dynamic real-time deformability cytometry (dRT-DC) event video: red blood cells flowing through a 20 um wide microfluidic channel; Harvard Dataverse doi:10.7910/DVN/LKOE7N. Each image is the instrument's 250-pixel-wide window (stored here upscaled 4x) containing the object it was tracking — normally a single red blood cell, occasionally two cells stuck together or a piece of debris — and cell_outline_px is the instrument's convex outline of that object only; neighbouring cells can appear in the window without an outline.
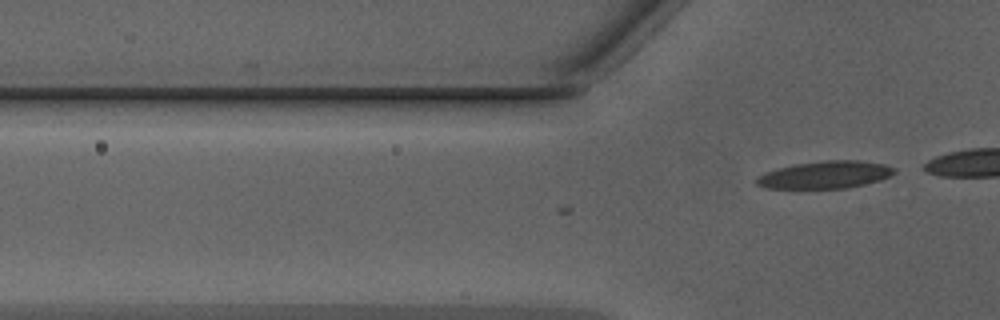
{"species": "Egyptian fruit bat (a non-hibernating species)", "species_latin": "Rousettus aegyptiacus", "temperature_condition": "warm", "stored_images_in_passage": 4, "camera_frame_rate_fps": 3000, "um_per_image_px": 0.085, "animal": {"sex": "male"}, "frame": {"image": 1, "passage_image": 4, "time_ms": 1.0, "image_size_px": [1000, 320], "cell_outline_px": [[896, 172], [892, 176], [880, 180], [848, 188], [764, 188], [756, 184], [752, 180], [764, 172], [796, 164], [824, 160], [856, 160], [884, 164], [896, 168]], "centroid_in_image_um": [70.14, 14.86], "position_along_channel_um": 55.7, "area_um2": 22.08}}